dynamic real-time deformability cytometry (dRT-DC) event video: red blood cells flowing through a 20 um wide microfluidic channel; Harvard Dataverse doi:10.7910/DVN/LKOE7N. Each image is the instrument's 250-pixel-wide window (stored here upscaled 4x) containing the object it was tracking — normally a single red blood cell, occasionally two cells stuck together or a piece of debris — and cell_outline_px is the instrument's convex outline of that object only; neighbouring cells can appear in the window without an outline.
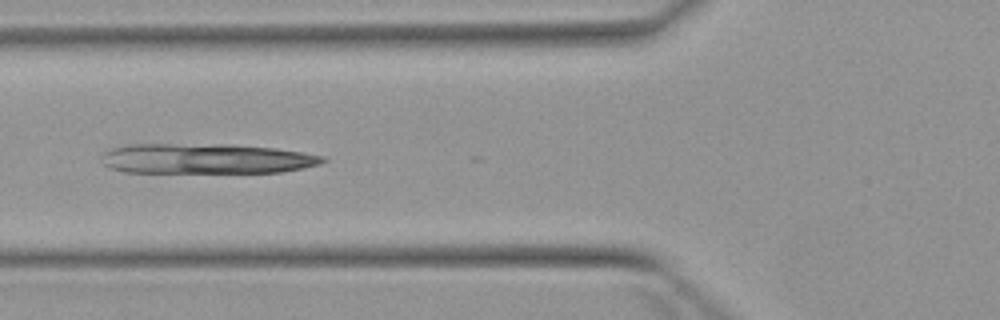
{"species": "Egyptian fruit bat (a non-hibernating species)", "species_latin": "Rousettus aegyptiacus", "temperature_condition": "warm", "stored_images_in_passage": 4, "camera_frame_rate_fps": 3000, "um_per_image_px": 0.085, "animal": {"sex": "female"}, "frame": {"image": 1, "passage_image": 4, "time_ms": 3.333, "image_size_px": [1000, 320], "cell_outline_px": [[328, 160], [320, 164], [304, 168], [280, 172], [124, 172], [112, 168], [104, 164], [104, 152], [112, 148], [124, 144], [232, 144], [276, 148], [324, 156]], "centroid_in_image_um": [17.56, 13.48], "position_along_channel_um": 108.2, "area_um2": 38.84}}